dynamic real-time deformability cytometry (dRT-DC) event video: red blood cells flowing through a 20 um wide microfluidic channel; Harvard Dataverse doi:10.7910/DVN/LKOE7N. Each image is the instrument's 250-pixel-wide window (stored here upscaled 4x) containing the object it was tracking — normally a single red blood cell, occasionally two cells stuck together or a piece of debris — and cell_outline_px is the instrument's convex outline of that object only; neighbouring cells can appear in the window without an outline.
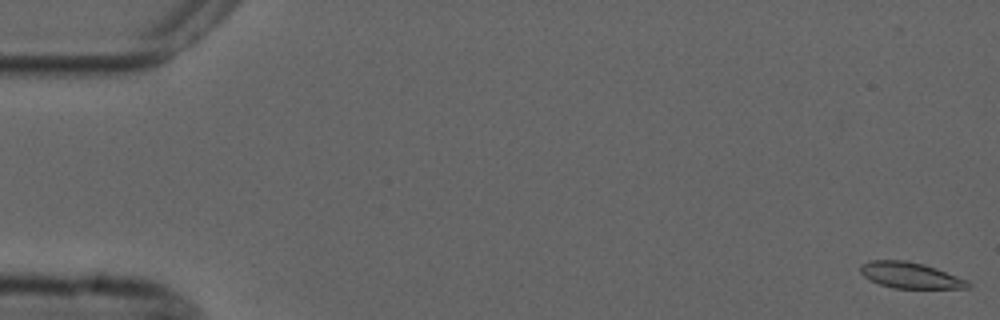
{"species": "common noctule bat (a hibernating species)", "species_latin": "Nyctalus noctula", "temperature_condition": "cold", "stored_images_in_passage": 55, "camera_frame_rate_fps": 3000, "um_per_image_px": 0.085, "animal": {"sex": "male", "forearm_length_mm": 52.5}, "frame": {"image": 1, "passage_image": 1, "time_ms": 0.0, "image_size_px": [1000, 320], "cell_outline_px": [[972, 284], [968, 288], [896, 288], [880, 284], [864, 276], [860, 272], [860, 264], [868, 260], [908, 260], [924, 264], [936, 268], [968, 280]], "centroid_in_image_um": [77.38, 23.38], "position_along_channel_um": 7.6, "area_um2": 16.3}}
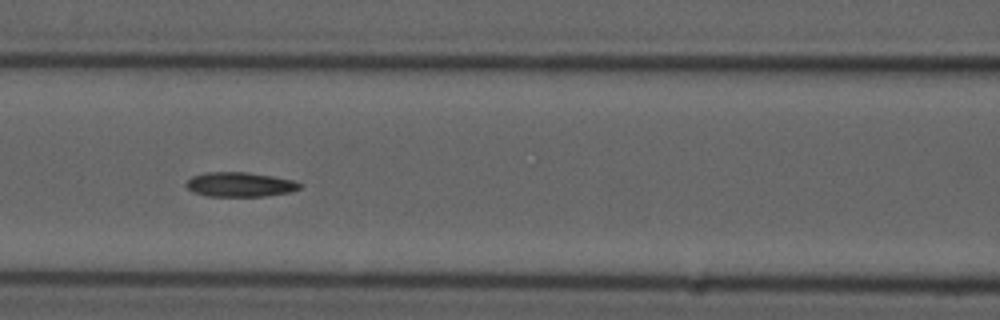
{"frame": {"image": 2, "passage_image": 24, "time_ms": 7.667, "image_size_px": [1000, 320], "cell_outline_px": [[304, 184], [300, 188], [292, 192], [264, 196], [208, 196], [192, 192], [184, 184], [192, 176], [208, 172], [248, 172], [272, 176], [292, 180]], "centroid_in_image_um": [20.4, 15.68], "position_along_channel_um": 146.2, "area_um2": 16.3}}
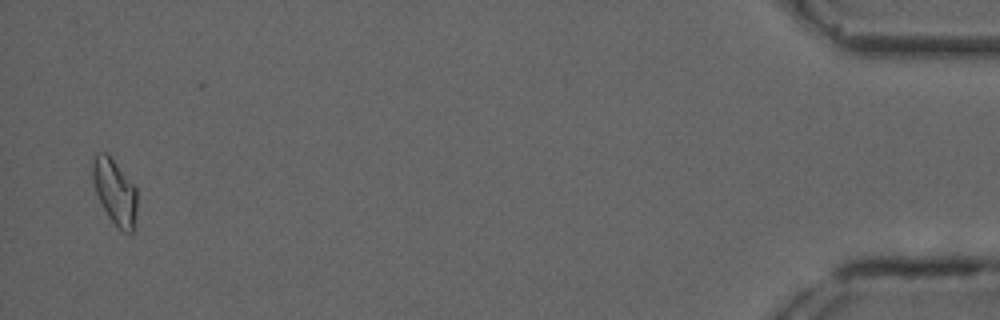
{"frame": {"image": 3, "passage_image": 54, "time_ms": 17.667, "image_size_px": [1000, 320], "cell_outline_px": [[136, 228], [132, 232], [124, 232], [108, 216], [96, 192], [92, 180], [92, 160], [96, 152], [108, 152], [136, 188]], "centroid_in_image_um": [9.76, 16.26], "position_along_channel_um": 425.4, "area_um2": 16.94}, "authors_computed_cell_mechanics": {"area_um2": 16.2418, "velocity_mm_per_s": 3.7038, "shape_relaxation_time_tau1_ms": null, "shape_relaxation_time_tau2_ms": 6.7004, "deformation_change_tau1": null, "deformation_change_tau2": 0.1051}}